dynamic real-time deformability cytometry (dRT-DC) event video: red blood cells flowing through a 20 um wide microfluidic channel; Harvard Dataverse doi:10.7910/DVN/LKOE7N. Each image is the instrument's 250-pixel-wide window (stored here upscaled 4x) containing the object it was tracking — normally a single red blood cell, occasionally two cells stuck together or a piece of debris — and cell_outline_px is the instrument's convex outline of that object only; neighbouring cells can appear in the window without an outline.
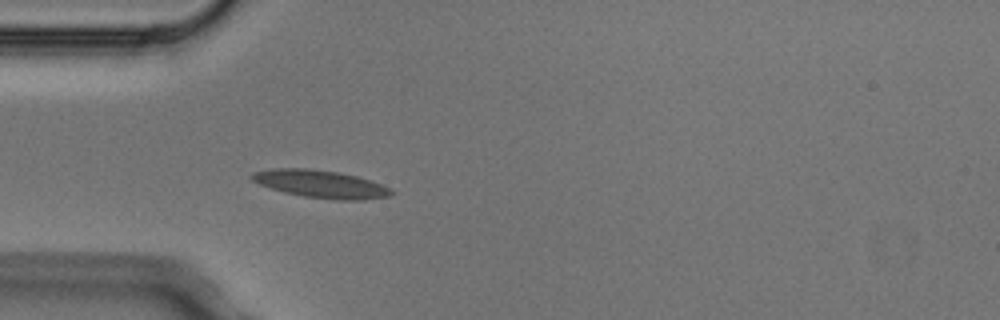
{"species": "Egyptian fruit bat (a non-hibernating species)", "species_latin": "Rousettus aegyptiacus", "temperature_condition": "cold", "stored_images_in_passage": 4, "camera_frame_rate_fps": 3000, "um_per_image_px": 0.085, "animal": {"sex": "male"}, "frame": {"image": 1, "passage_image": 4, "time_ms": 1.0, "image_size_px": [1000, 320], "cell_outline_px": [[396, 192], [388, 196], [364, 200], [336, 200], [304, 196], [284, 192], [260, 184], [252, 180], [248, 176], [252, 172], [276, 168], [308, 168], [336, 172], [356, 176], [372, 180]], "centroid_in_image_um": [27.25, 15.64], "position_along_channel_um": 57.7, "area_um2": 22.37}}